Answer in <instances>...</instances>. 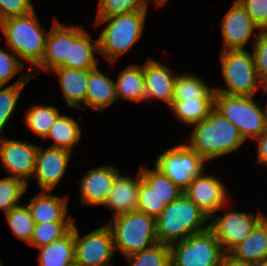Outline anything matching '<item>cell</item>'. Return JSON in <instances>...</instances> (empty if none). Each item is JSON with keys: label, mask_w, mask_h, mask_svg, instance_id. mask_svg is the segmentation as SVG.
<instances>
[{"label": "cell", "mask_w": 267, "mask_h": 266, "mask_svg": "<svg viewBox=\"0 0 267 266\" xmlns=\"http://www.w3.org/2000/svg\"><path fill=\"white\" fill-rule=\"evenodd\" d=\"M192 126L191 140L185 143L207 162L237 152L245 142L238 128L215 108L204 120Z\"/></svg>", "instance_id": "1"}, {"label": "cell", "mask_w": 267, "mask_h": 266, "mask_svg": "<svg viewBox=\"0 0 267 266\" xmlns=\"http://www.w3.org/2000/svg\"><path fill=\"white\" fill-rule=\"evenodd\" d=\"M148 11H135L106 19H95V26L106 23L98 36V54L114 67L118 59L142 39Z\"/></svg>", "instance_id": "2"}, {"label": "cell", "mask_w": 267, "mask_h": 266, "mask_svg": "<svg viewBox=\"0 0 267 266\" xmlns=\"http://www.w3.org/2000/svg\"><path fill=\"white\" fill-rule=\"evenodd\" d=\"M210 218L184 193L155 219L158 243L171 245L209 228ZM208 223V224H206Z\"/></svg>", "instance_id": "3"}, {"label": "cell", "mask_w": 267, "mask_h": 266, "mask_svg": "<svg viewBox=\"0 0 267 266\" xmlns=\"http://www.w3.org/2000/svg\"><path fill=\"white\" fill-rule=\"evenodd\" d=\"M0 29L8 49L15 53L22 63L28 62L31 72L41 62L49 33L40 25L36 10L24 16L1 21Z\"/></svg>", "instance_id": "4"}, {"label": "cell", "mask_w": 267, "mask_h": 266, "mask_svg": "<svg viewBox=\"0 0 267 266\" xmlns=\"http://www.w3.org/2000/svg\"><path fill=\"white\" fill-rule=\"evenodd\" d=\"M106 225L113 235L114 250L124 257L158 243L155 218L139 210L111 218Z\"/></svg>", "instance_id": "5"}, {"label": "cell", "mask_w": 267, "mask_h": 266, "mask_svg": "<svg viewBox=\"0 0 267 266\" xmlns=\"http://www.w3.org/2000/svg\"><path fill=\"white\" fill-rule=\"evenodd\" d=\"M254 97L215 92V109L238 128L245 141L260 136L267 127L266 106L262 108Z\"/></svg>", "instance_id": "6"}, {"label": "cell", "mask_w": 267, "mask_h": 266, "mask_svg": "<svg viewBox=\"0 0 267 266\" xmlns=\"http://www.w3.org/2000/svg\"><path fill=\"white\" fill-rule=\"evenodd\" d=\"M221 72L227 87H215L217 93L254 96L263 87L252 52L246 50L220 51Z\"/></svg>", "instance_id": "7"}, {"label": "cell", "mask_w": 267, "mask_h": 266, "mask_svg": "<svg viewBox=\"0 0 267 266\" xmlns=\"http://www.w3.org/2000/svg\"><path fill=\"white\" fill-rule=\"evenodd\" d=\"M170 254L171 266H220L225 255L210 228L171 244Z\"/></svg>", "instance_id": "8"}, {"label": "cell", "mask_w": 267, "mask_h": 266, "mask_svg": "<svg viewBox=\"0 0 267 266\" xmlns=\"http://www.w3.org/2000/svg\"><path fill=\"white\" fill-rule=\"evenodd\" d=\"M205 164L207 161L184 142L163 151L157 156L154 166L184 191L206 170Z\"/></svg>", "instance_id": "9"}, {"label": "cell", "mask_w": 267, "mask_h": 266, "mask_svg": "<svg viewBox=\"0 0 267 266\" xmlns=\"http://www.w3.org/2000/svg\"><path fill=\"white\" fill-rule=\"evenodd\" d=\"M114 253L113 235L106 224L81 236L74 222V264L112 266L110 261Z\"/></svg>", "instance_id": "10"}, {"label": "cell", "mask_w": 267, "mask_h": 266, "mask_svg": "<svg viewBox=\"0 0 267 266\" xmlns=\"http://www.w3.org/2000/svg\"><path fill=\"white\" fill-rule=\"evenodd\" d=\"M256 214L229 210L223 215L210 218L209 228L214 232L225 254L242 243L250 235L254 226L266 215L261 211Z\"/></svg>", "instance_id": "11"}, {"label": "cell", "mask_w": 267, "mask_h": 266, "mask_svg": "<svg viewBox=\"0 0 267 266\" xmlns=\"http://www.w3.org/2000/svg\"><path fill=\"white\" fill-rule=\"evenodd\" d=\"M38 144L0 136V162L8 176L22 180L29 185L33 179Z\"/></svg>", "instance_id": "12"}, {"label": "cell", "mask_w": 267, "mask_h": 266, "mask_svg": "<svg viewBox=\"0 0 267 266\" xmlns=\"http://www.w3.org/2000/svg\"><path fill=\"white\" fill-rule=\"evenodd\" d=\"M221 33L225 50H246L253 35L256 39L260 28L251 20L246 10L236 0L221 20ZM256 30V33H255Z\"/></svg>", "instance_id": "13"}, {"label": "cell", "mask_w": 267, "mask_h": 266, "mask_svg": "<svg viewBox=\"0 0 267 266\" xmlns=\"http://www.w3.org/2000/svg\"><path fill=\"white\" fill-rule=\"evenodd\" d=\"M205 172L197 176L183 193L211 218L226 207L230 198L226 185L218 177Z\"/></svg>", "instance_id": "14"}, {"label": "cell", "mask_w": 267, "mask_h": 266, "mask_svg": "<svg viewBox=\"0 0 267 266\" xmlns=\"http://www.w3.org/2000/svg\"><path fill=\"white\" fill-rule=\"evenodd\" d=\"M73 153L54 147L43 148L38 145L33 178L37 180L40 191H53L64 178Z\"/></svg>", "instance_id": "15"}, {"label": "cell", "mask_w": 267, "mask_h": 266, "mask_svg": "<svg viewBox=\"0 0 267 266\" xmlns=\"http://www.w3.org/2000/svg\"><path fill=\"white\" fill-rule=\"evenodd\" d=\"M119 172L114 164L91 168L79 182L82 205L103 206Z\"/></svg>", "instance_id": "16"}, {"label": "cell", "mask_w": 267, "mask_h": 266, "mask_svg": "<svg viewBox=\"0 0 267 266\" xmlns=\"http://www.w3.org/2000/svg\"><path fill=\"white\" fill-rule=\"evenodd\" d=\"M142 67L146 87V101L161 100L169 107L173 99V89L177 74H174L167 65L151 57Z\"/></svg>", "instance_id": "17"}, {"label": "cell", "mask_w": 267, "mask_h": 266, "mask_svg": "<svg viewBox=\"0 0 267 266\" xmlns=\"http://www.w3.org/2000/svg\"><path fill=\"white\" fill-rule=\"evenodd\" d=\"M70 27L53 19L52 27L46 39L45 51L41 62L31 71L32 77L36 75L35 69L50 72L60 67L65 60H69Z\"/></svg>", "instance_id": "18"}, {"label": "cell", "mask_w": 267, "mask_h": 266, "mask_svg": "<svg viewBox=\"0 0 267 266\" xmlns=\"http://www.w3.org/2000/svg\"><path fill=\"white\" fill-rule=\"evenodd\" d=\"M142 180L140 170L136 177L117 174L108 198L103 206L113 212L112 218L138 209L139 184Z\"/></svg>", "instance_id": "19"}, {"label": "cell", "mask_w": 267, "mask_h": 266, "mask_svg": "<svg viewBox=\"0 0 267 266\" xmlns=\"http://www.w3.org/2000/svg\"><path fill=\"white\" fill-rule=\"evenodd\" d=\"M98 39L92 40L90 33L81 26H70L69 60L60 67L94 69L98 66Z\"/></svg>", "instance_id": "20"}, {"label": "cell", "mask_w": 267, "mask_h": 266, "mask_svg": "<svg viewBox=\"0 0 267 266\" xmlns=\"http://www.w3.org/2000/svg\"><path fill=\"white\" fill-rule=\"evenodd\" d=\"M68 196L53 195L51 191H41L29 199L28 206L35 224L54 221H75L68 215Z\"/></svg>", "instance_id": "21"}, {"label": "cell", "mask_w": 267, "mask_h": 266, "mask_svg": "<svg viewBox=\"0 0 267 266\" xmlns=\"http://www.w3.org/2000/svg\"><path fill=\"white\" fill-rule=\"evenodd\" d=\"M50 72L58 75L66 105L77 108V110L87 109L86 91L89 69L58 67Z\"/></svg>", "instance_id": "22"}, {"label": "cell", "mask_w": 267, "mask_h": 266, "mask_svg": "<svg viewBox=\"0 0 267 266\" xmlns=\"http://www.w3.org/2000/svg\"><path fill=\"white\" fill-rule=\"evenodd\" d=\"M228 255L251 266L267 260V214L254 226L250 235Z\"/></svg>", "instance_id": "23"}, {"label": "cell", "mask_w": 267, "mask_h": 266, "mask_svg": "<svg viewBox=\"0 0 267 266\" xmlns=\"http://www.w3.org/2000/svg\"><path fill=\"white\" fill-rule=\"evenodd\" d=\"M117 101L115 80L102 73L98 66L89 69L86 107L101 113Z\"/></svg>", "instance_id": "24"}, {"label": "cell", "mask_w": 267, "mask_h": 266, "mask_svg": "<svg viewBox=\"0 0 267 266\" xmlns=\"http://www.w3.org/2000/svg\"><path fill=\"white\" fill-rule=\"evenodd\" d=\"M117 100L123 99L134 103L146 101V87L142 65L128 64L118 76H114Z\"/></svg>", "instance_id": "25"}, {"label": "cell", "mask_w": 267, "mask_h": 266, "mask_svg": "<svg viewBox=\"0 0 267 266\" xmlns=\"http://www.w3.org/2000/svg\"><path fill=\"white\" fill-rule=\"evenodd\" d=\"M39 266H71L74 264V224L61 238L39 248Z\"/></svg>", "instance_id": "26"}, {"label": "cell", "mask_w": 267, "mask_h": 266, "mask_svg": "<svg viewBox=\"0 0 267 266\" xmlns=\"http://www.w3.org/2000/svg\"><path fill=\"white\" fill-rule=\"evenodd\" d=\"M81 131L80 124L75 119L60 114L44 141L50 138L53 143L49 147L61 148L73 153L75 145L82 140Z\"/></svg>", "instance_id": "27"}, {"label": "cell", "mask_w": 267, "mask_h": 266, "mask_svg": "<svg viewBox=\"0 0 267 266\" xmlns=\"http://www.w3.org/2000/svg\"><path fill=\"white\" fill-rule=\"evenodd\" d=\"M185 99H215V90L197 75H176L172 101Z\"/></svg>", "instance_id": "28"}, {"label": "cell", "mask_w": 267, "mask_h": 266, "mask_svg": "<svg viewBox=\"0 0 267 266\" xmlns=\"http://www.w3.org/2000/svg\"><path fill=\"white\" fill-rule=\"evenodd\" d=\"M215 108V99H185L172 101L169 109L186 126L204 120Z\"/></svg>", "instance_id": "29"}, {"label": "cell", "mask_w": 267, "mask_h": 266, "mask_svg": "<svg viewBox=\"0 0 267 266\" xmlns=\"http://www.w3.org/2000/svg\"><path fill=\"white\" fill-rule=\"evenodd\" d=\"M30 79H32V75L28 70L14 83L0 86V136L4 135L3 131L13 116L21 93Z\"/></svg>", "instance_id": "30"}, {"label": "cell", "mask_w": 267, "mask_h": 266, "mask_svg": "<svg viewBox=\"0 0 267 266\" xmlns=\"http://www.w3.org/2000/svg\"><path fill=\"white\" fill-rule=\"evenodd\" d=\"M59 115L60 111L57 107L37 103L31 105L27 110L24 115V123L31 132L44 140Z\"/></svg>", "instance_id": "31"}, {"label": "cell", "mask_w": 267, "mask_h": 266, "mask_svg": "<svg viewBox=\"0 0 267 266\" xmlns=\"http://www.w3.org/2000/svg\"><path fill=\"white\" fill-rule=\"evenodd\" d=\"M144 165L140 167V174L142 179L160 196L166 204L174 201L183 194L178 186L158 168H148Z\"/></svg>", "instance_id": "32"}, {"label": "cell", "mask_w": 267, "mask_h": 266, "mask_svg": "<svg viewBox=\"0 0 267 266\" xmlns=\"http://www.w3.org/2000/svg\"><path fill=\"white\" fill-rule=\"evenodd\" d=\"M12 234L20 241L30 242L35 222L26 204H19L10 209L5 215Z\"/></svg>", "instance_id": "33"}, {"label": "cell", "mask_w": 267, "mask_h": 266, "mask_svg": "<svg viewBox=\"0 0 267 266\" xmlns=\"http://www.w3.org/2000/svg\"><path fill=\"white\" fill-rule=\"evenodd\" d=\"M124 258L130 266H171L170 246L162 243Z\"/></svg>", "instance_id": "34"}, {"label": "cell", "mask_w": 267, "mask_h": 266, "mask_svg": "<svg viewBox=\"0 0 267 266\" xmlns=\"http://www.w3.org/2000/svg\"><path fill=\"white\" fill-rule=\"evenodd\" d=\"M74 221H54L35 224L30 242L35 248L52 243L63 237L73 226Z\"/></svg>", "instance_id": "35"}, {"label": "cell", "mask_w": 267, "mask_h": 266, "mask_svg": "<svg viewBox=\"0 0 267 266\" xmlns=\"http://www.w3.org/2000/svg\"><path fill=\"white\" fill-rule=\"evenodd\" d=\"M27 189L28 185L18 178L10 176L0 178V209L4 215L13 207L21 204L20 200Z\"/></svg>", "instance_id": "36"}, {"label": "cell", "mask_w": 267, "mask_h": 266, "mask_svg": "<svg viewBox=\"0 0 267 266\" xmlns=\"http://www.w3.org/2000/svg\"><path fill=\"white\" fill-rule=\"evenodd\" d=\"M95 19H106L115 15L135 11H148L146 0H99Z\"/></svg>", "instance_id": "37"}, {"label": "cell", "mask_w": 267, "mask_h": 266, "mask_svg": "<svg viewBox=\"0 0 267 266\" xmlns=\"http://www.w3.org/2000/svg\"><path fill=\"white\" fill-rule=\"evenodd\" d=\"M166 205L163 199L142 179L139 184L137 210L156 219Z\"/></svg>", "instance_id": "38"}, {"label": "cell", "mask_w": 267, "mask_h": 266, "mask_svg": "<svg viewBox=\"0 0 267 266\" xmlns=\"http://www.w3.org/2000/svg\"><path fill=\"white\" fill-rule=\"evenodd\" d=\"M15 53L0 48V86H5L10 80L20 73L24 67Z\"/></svg>", "instance_id": "39"}, {"label": "cell", "mask_w": 267, "mask_h": 266, "mask_svg": "<svg viewBox=\"0 0 267 266\" xmlns=\"http://www.w3.org/2000/svg\"><path fill=\"white\" fill-rule=\"evenodd\" d=\"M252 54L257 75L263 82L267 78V30H260L256 39L253 40Z\"/></svg>", "instance_id": "40"}, {"label": "cell", "mask_w": 267, "mask_h": 266, "mask_svg": "<svg viewBox=\"0 0 267 266\" xmlns=\"http://www.w3.org/2000/svg\"><path fill=\"white\" fill-rule=\"evenodd\" d=\"M31 0H0V22L17 16H24L34 11Z\"/></svg>", "instance_id": "41"}, {"label": "cell", "mask_w": 267, "mask_h": 266, "mask_svg": "<svg viewBox=\"0 0 267 266\" xmlns=\"http://www.w3.org/2000/svg\"><path fill=\"white\" fill-rule=\"evenodd\" d=\"M237 1L246 10V13L260 30H267V0Z\"/></svg>", "instance_id": "42"}, {"label": "cell", "mask_w": 267, "mask_h": 266, "mask_svg": "<svg viewBox=\"0 0 267 266\" xmlns=\"http://www.w3.org/2000/svg\"><path fill=\"white\" fill-rule=\"evenodd\" d=\"M255 140L258 143L257 163L267 166V127L260 136L253 139Z\"/></svg>", "instance_id": "43"}, {"label": "cell", "mask_w": 267, "mask_h": 266, "mask_svg": "<svg viewBox=\"0 0 267 266\" xmlns=\"http://www.w3.org/2000/svg\"><path fill=\"white\" fill-rule=\"evenodd\" d=\"M220 266H251L242 262H238L234 260L231 256L228 254H225L220 262Z\"/></svg>", "instance_id": "44"}, {"label": "cell", "mask_w": 267, "mask_h": 266, "mask_svg": "<svg viewBox=\"0 0 267 266\" xmlns=\"http://www.w3.org/2000/svg\"><path fill=\"white\" fill-rule=\"evenodd\" d=\"M148 3V0H146ZM154 1V5L155 6H161V5H165L167 3L168 0H153Z\"/></svg>", "instance_id": "45"}, {"label": "cell", "mask_w": 267, "mask_h": 266, "mask_svg": "<svg viewBox=\"0 0 267 266\" xmlns=\"http://www.w3.org/2000/svg\"><path fill=\"white\" fill-rule=\"evenodd\" d=\"M264 93H267V78L263 81V87H262Z\"/></svg>", "instance_id": "46"}, {"label": "cell", "mask_w": 267, "mask_h": 266, "mask_svg": "<svg viewBox=\"0 0 267 266\" xmlns=\"http://www.w3.org/2000/svg\"><path fill=\"white\" fill-rule=\"evenodd\" d=\"M253 266H267V260H264L262 262H259V263L255 264Z\"/></svg>", "instance_id": "47"}]
</instances>
